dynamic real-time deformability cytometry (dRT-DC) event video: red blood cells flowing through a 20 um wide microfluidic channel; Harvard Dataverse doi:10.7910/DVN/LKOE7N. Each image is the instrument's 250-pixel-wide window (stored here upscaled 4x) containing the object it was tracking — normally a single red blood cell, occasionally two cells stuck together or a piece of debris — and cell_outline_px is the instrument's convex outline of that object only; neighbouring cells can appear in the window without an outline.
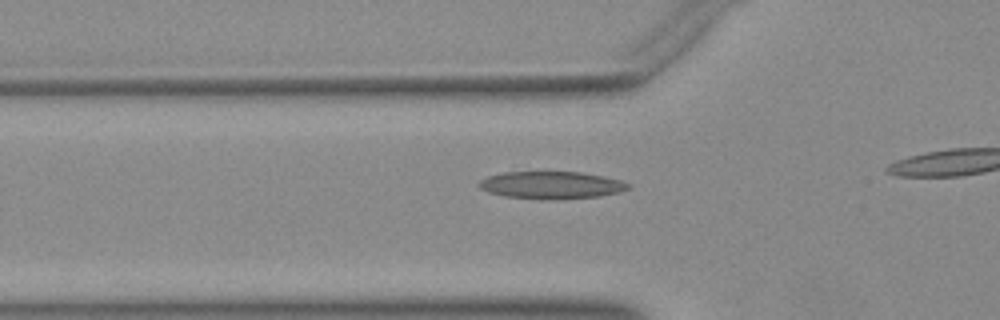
{"species": "Egyptian fruit bat (a non-hibernating species)", "species_latin": "Rousettus aegyptiacus", "temperature_condition": "warm", "stored_images_in_passage": 27, "camera_frame_rate_fps": 3000, "um_per_image_px": 0.085, "animal": {"sex": "female"}, "frame": {"image": 1, "passage_image": 9, "time_ms": 2.667, "image_size_px": [1000, 320], "cell_outline_px": [[632, 184], [628, 188], [620, 192], [600, 196], [552, 200], [540, 200], [504, 196], [488, 192], [480, 188], [480, 180], [488, 176], [504, 172], [580, 172], [604, 176], [620, 180]], "centroid_in_image_um": [46.88, 15.74], "position_along_channel_um": 78.9, "area_um2": 23.93}}
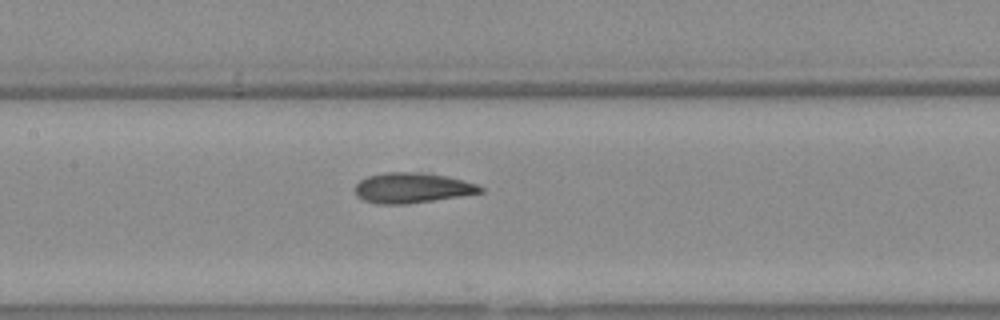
{"frame": {"image": 2, "passage_image": 16, "time_ms": 5.0, "image_size_px": [1000, 320], "cell_outline_px": [[484, 192], [460, 196], [408, 204], [376, 204], [364, 200], [356, 196], [356, 184], [360, 180], [368, 176], [384, 172], [420, 172], [444, 176], [464, 180], [476, 184], [484, 188]], "centroid_in_image_um": [35.02, 15.97], "position_along_channel_um": 172.4, "area_um2": 22.08}}
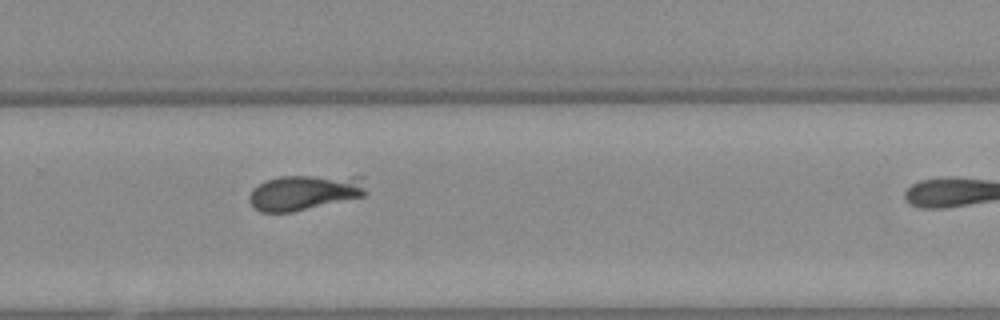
{"frame": {"image": 3, "passage_image": 26, "time_ms": 8.333, "image_size_px": [1000, 320], "cell_outline_px": [[368, 192], [364, 196], [292, 212], [260, 212], [252, 208], [248, 200], [248, 196], [252, 188], [264, 180], [280, 176], [364, 176]], "centroid_in_image_um": [25.88, 16.35], "position_along_channel_um": 303.9, "area_um2": 24.57}}